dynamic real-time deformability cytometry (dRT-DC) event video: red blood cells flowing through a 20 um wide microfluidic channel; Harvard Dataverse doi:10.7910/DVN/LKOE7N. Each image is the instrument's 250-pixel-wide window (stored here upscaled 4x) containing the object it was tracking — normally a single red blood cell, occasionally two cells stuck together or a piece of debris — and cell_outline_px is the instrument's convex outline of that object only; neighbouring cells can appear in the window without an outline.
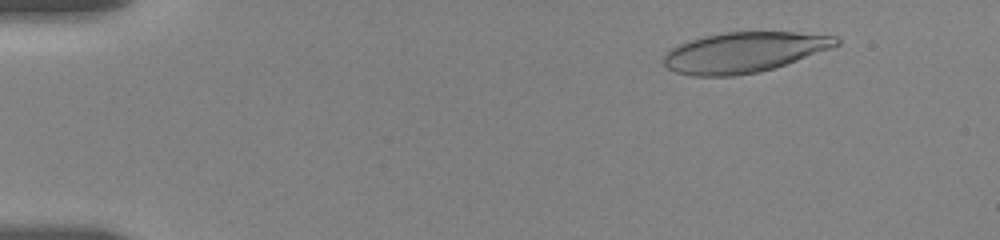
{"species": "human", "species_latin": "Homo sapiens", "temperature_condition": "room temperature", "stored_images_in_passage": 55, "camera_frame_rate_fps": 3000, "um_per_image_px": 0.085, "donor": {"sex": "female"}, "frame": {"image": 1, "passage_image": 7, "time_ms": 2.0, "image_size_px": [1000, 240], "cell_outline_px": [[840, 44], [832, 48], [772, 68], [756, 72], [736, 76], [692, 76], [676, 72], [668, 68], [660, 60], [672, 48], [688, 40], [704, 36], [724, 32], [796, 32], [836, 36], [840, 40]], "centroid_in_image_um": [63.22, 4.44], "position_along_channel_um": 21.8, "area_um2": 40.4}}
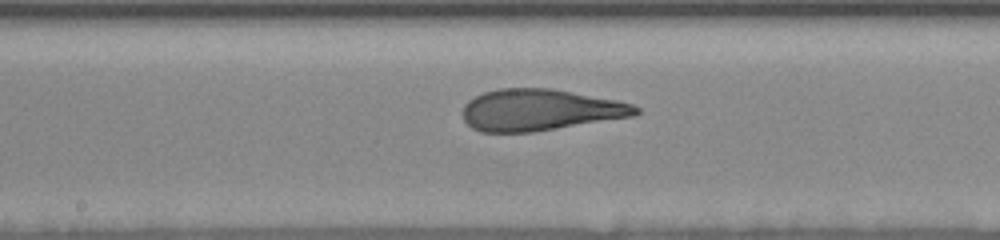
{"frame": {"image": 2, "passage_image": 30, "time_ms": 9.667, "image_size_px": [1000, 240], "cell_outline_px": [[640, 112], [636, 116], [532, 132], [480, 132], [472, 128], [464, 120], [464, 104], [468, 100], [484, 92], [496, 88], [552, 88], [616, 100], [632, 104], [640, 108]], "centroid_in_image_um": [45.91, 9.34], "position_along_channel_um": 202.3, "area_um2": 41.91}}
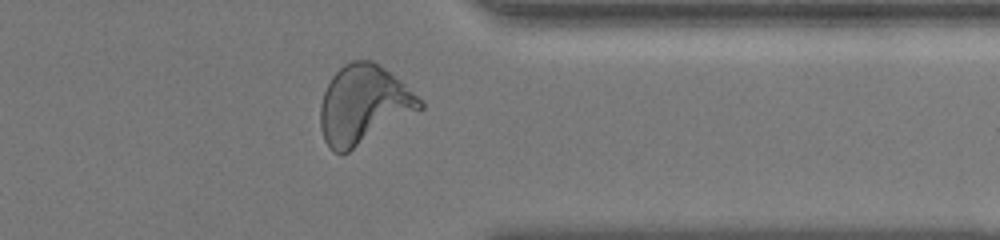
{"frame": {"image": 3, "passage_image": 45, "time_ms": 14.667, "image_size_px": [1000, 240], "cell_outline_px": [[424, 108], [348, 152], [332, 152], [324, 140], [320, 128], [320, 104], [324, 92], [332, 76], [344, 64], [352, 60], [372, 60], [384, 68], [400, 80], [424, 104]], "centroid_in_image_um": [30.87, 8.9], "position_along_channel_um": 380.5, "area_um2": 45.2}, "authors_computed_cell_mechanics": {"area_um2": 42.3674, "velocity_mm_per_s": 3.6426, "shape_relaxation_time_tau1_ms": 6.3717, "shape_relaxation_time_tau2_ms": 1.2534, "deformation_change_tau1": 0.2411, "deformation_change_tau2": 0.1021}}